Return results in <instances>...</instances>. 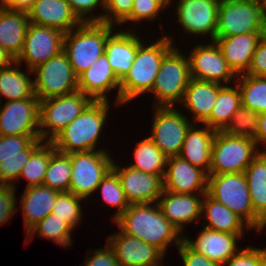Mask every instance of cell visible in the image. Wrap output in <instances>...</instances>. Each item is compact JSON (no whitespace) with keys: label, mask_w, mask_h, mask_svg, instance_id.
Returning <instances> with one entry per match:
<instances>
[{"label":"cell","mask_w":266,"mask_h":266,"mask_svg":"<svg viewBox=\"0 0 266 266\" xmlns=\"http://www.w3.org/2000/svg\"><path fill=\"white\" fill-rule=\"evenodd\" d=\"M114 223L125 234L155 246L164 255L169 244L178 247L184 240V235L164 217L158 203L130 204Z\"/></svg>","instance_id":"cell-1"},{"label":"cell","mask_w":266,"mask_h":266,"mask_svg":"<svg viewBox=\"0 0 266 266\" xmlns=\"http://www.w3.org/2000/svg\"><path fill=\"white\" fill-rule=\"evenodd\" d=\"M173 37L167 34L138 47L129 72L120 81V106L151 92L163 58L178 46Z\"/></svg>","instance_id":"cell-2"},{"label":"cell","mask_w":266,"mask_h":266,"mask_svg":"<svg viewBox=\"0 0 266 266\" xmlns=\"http://www.w3.org/2000/svg\"><path fill=\"white\" fill-rule=\"evenodd\" d=\"M110 101H92L51 142L58 152L106 150L98 147L104 125L109 117Z\"/></svg>","instance_id":"cell-3"},{"label":"cell","mask_w":266,"mask_h":266,"mask_svg":"<svg viewBox=\"0 0 266 266\" xmlns=\"http://www.w3.org/2000/svg\"><path fill=\"white\" fill-rule=\"evenodd\" d=\"M115 28L101 22H85L64 35L63 51L77 77L105 53L107 38Z\"/></svg>","instance_id":"cell-4"},{"label":"cell","mask_w":266,"mask_h":266,"mask_svg":"<svg viewBox=\"0 0 266 266\" xmlns=\"http://www.w3.org/2000/svg\"><path fill=\"white\" fill-rule=\"evenodd\" d=\"M207 193L240 217L251 230L261 232L266 228L254 212L245 173L209 174Z\"/></svg>","instance_id":"cell-5"},{"label":"cell","mask_w":266,"mask_h":266,"mask_svg":"<svg viewBox=\"0 0 266 266\" xmlns=\"http://www.w3.org/2000/svg\"><path fill=\"white\" fill-rule=\"evenodd\" d=\"M178 47L175 46L162 60L150 92L155 100L152 107H176L182 102L191 75L188 55Z\"/></svg>","instance_id":"cell-6"},{"label":"cell","mask_w":266,"mask_h":266,"mask_svg":"<svg viewBox=\"0 0 266 266\" xmlns=\"http://www.w3.org/2000/svg\"><path fill=\"white\" fill-rule=\"evenodd\" d=\"M266 32V5L256 0H221L215 36Z\"/></svg>","instance_id":"cell-7"},{"label":"cell","mask_w":266,"mask_h":266,"mask_svg":"<svg viewBox=\"0 0 266 266\" xmlns=\"http://www.w3.org/2000/svg\"><path fill=\"white\" fill-rule=\"evenodd\" d=\"M260 151L255 140L216 131L209 174L244 173Z\"/></svg>","instance_id":"cell-8"},{"label":"cell","mask_w":266,"mask_h":266,"mask_svg":"<svg viewBox=\"0 0 266 266\" xmlns=\"http://www.w3.org/2000/svg\"><path fill=\"white\" fill-rule=\"evenodd\" d=\"M92 101L81 91L40 101V139L51 142Z\"/></svg>","instance_id":"cell-9"},{"label":"cell","mask_w":266,"mask_h":266,"mask_svg":"<svg viewBox=\"0 0 266 266\" xmlns=\"http://www.w3.org/2000/svg\"><path fill=\"white\" fill-rule=\"evenodd\" d=\"M68 155L72 166L69 192L88 199L112 169L113 155L111 157L107 150L72 152Z\"/></svg>","instance_id":"cell-10"},{"label":"cell","mask_w":266,"mask_h":266,"mask_svg":"<svg viewBox=\"0 0 266 266\" xmlns=\"http://www.w3.org/2000/svg\"><path fill=\"white\" fill-rule=\"evenodd\" d=\"M32 71L39 101L78 91V77L63 50Z\"/></svg>","instance_id":"cell-11"},{"label":"cell","mask_w":266,"mask_h":266,"mask_svg":"<svg viewBox=\"0 0 266 266\" xmlns=\"http://www.w3.org/2000/svg\"><path fill=\"white\" fill-rule=\"evenodd\" d=\"M153 111L148 137L168 158L178 156L193 122L177 107H154Z\"/></svg>","instance_id":"cell-12"},{"label":"cell","mask_w":266,"mask_h":266,"mask_svg":"<svg viewBox=\"0 0 266 266\" xmlns=\"http://www.w3.org/2000/svg\"><path fill=\"white\" fill-rule=\"evenodd\" d=\"M221 0H178L175 14L178 25L188 36H206L215 40L219 3Z\"/></svg>","instance_id":"cell-13"},{"label":"cell","mask_w":266,"mask_h":266,"mask_svg":"<svg viewBox=\"0 0 266 266\" xmlns=\"http://www.w3.org/2000/svg\"><path fill=\"white\" fill-rule=\"evenodd\" d=\"M64 35L57 29L29 23L22 51L15 61L21 66L26 63L28 70L35 69L63 50Z\"/></svg>","instance_id":"cell-14"},{"label":"cell","mask_w":266,"mask_h":266,"mask_svg":"<svg viewBox=\"0 0 266 266\" xmlns=\"http://www.w3.org/2000/svg\"><path fill=\"white\" fill-rule=\"evenodd\" d=\"M192 49L188 55L191 78L221 85L236 82L237 76L228 66L215 41L199 43Z\"/></svg>","instance_id":"cell-15"},{"label":"cell","mask_w":266,"mask_h":266,"mask_svg":"<svg viewBox=\"0 0 266 266\" xmlns=\"http://www.w3.org/2000/svg\"><path fill=\"white\" fill-rule=\"evenodd\" d=\"M43 142L40 135L0 136V184L16 186L23 166Z\"/></svg>","instance_id":"cell-16"},{"label":"cell","mask_w":266,"mask_h":266,"mask_svg":"<svg viewBox=\"0 0 266 266\" xmlns=\"http://www.w3.org/2000/svg\"><path fill=\"white\" fill-rule=\"evenodd\" d=\"M39 102L35 95L0 104V136L40 135Z\"/></svg>","instance_id":"cell-17"},{"label":"cell","mask_w":266,"mask_h":266,"mask_svg":"<svg viewBox=\"0 0 266 266\" xmlns=\"http://www.w3.org/2000/svg\"><path fill=\"white\" fill-rule=\"evenodd\" d=\"M113 162L129 204L157 203L164 190V180L160 175L146 173L130 166Z\"/></svg>","instance_id":"cell-18"},{"label":"cell","mask_w":266,"mask_h":266,"mask_svg":"<svg viewBox=\"0 0 266 266\" xmlns=\"http://www.w3.org/2000/svg\"><path fill=\"white\" fill-rule=\"evenodd\" d=\"M106 242L113 249L120 266H158L165 256L155 246L141 239L125 234L119 227L108 235Z\"/></svg>","instance_id":"cell-19"},{"label":"cell","mask_w":266,"mask_h":266,"mask_svg":"<svg viewBox=\"0 0 266 266\" xmlns=\"http://www.w3.org/2000/svg\"><path fill=\"white\" fill-rule=\"evenodd\" d=\"M113 89H117L114 105L120 106V80L112 71L105 53L78 76V91L89 96L93 101H110L108 94Z\"/></svg>","instance_id":"cell-20"},{"label":"cell","mask_w":266,"mask_h":266,"mask_svg":"<svg viewBox=\"0 0 266 266\" xmlns=\"http://www.w3.org/2000/svg\"><path fill=\"white\" fill-rule=\"evenodd\" d=\"M164 190L178 194L207 193L208 173L179 156L167 160Z\"/></svg>","instance_id":"cell-21"},{"label":"cell","mask_w":266,"mask_h":266,"mask_svg":"<svg viewBox=\"0 0 266 266\" xmlns=\"http://www.w3.org/2000/svg\"><path fill=\"white\" fill-rule=\"evenodd\" d=\"M204 194H178L163 190L157 203L164 217L185 235V227L201 219Z\"/></svg>","instance_id":"cell-22"},{"label":"cell","mask_w":266,"mask_h":266,"mask_svg":"<svg viewBox=\"0 0 266 266\" xmlns=\"http://www.w3.org/2000/svg\"><path fill=\"white\" fill-rule=\"evenodd\" d=\"M243 236L203 227L195 240L184 235V241L198 253L223 265L240 250L237 244L238 240L243 239Z\"/></svg>","instance_id":"cell-23"},{"label":"cell","mask_w":266,"mask_h":266,"mask_svg":"<svg viewBox=\"0 0 266 266\" xmlns=\"http://www.w3.org/2000/svg\"><path fill=\"white\" fill-rule=\"evenodd\" d=\"M27 13L30 23L54 28L65 34L83 23L67 0H35Z\"/></svg>","instance_id":"cell-24"},{"label":"cell","mask_w":266,"mask_h":266,"mask_svg":"<svg viewBox=\"0 0 266 266\" xmlns=\"http://www.w3.org/2000/svg\"><path fill=\"white\" fill-rule=\"evenodd\" d=\"M120 28L112 33L106 41L105 54L112 71L121 81L129 72L135 59L138 47L143 43L142 37L134 29ZM135 32V33H134ZM140 36V37H139Z\"/></svg>","instance_id":"cell-25"},{"label":"cell","mask_w":266,"mask_h":266,"mask_svg":"<svg viewBox=\"0 0 266 266\" xmlns=\"http://www.w3.org/2000/svg\"><path fill=\"white\" fill-rule=\"evenodd\" d=\"M263 34L245 33L234 36H215L214 41L236 76L247 73L252 56Z\"/></svg>","instance_id":"cell-26"},{"label":"cell","mask_w":266,"mask_h":266,"mask_svg":"<svg viewBox=\"0 0 266 266\" xmlns=\"http://www.w3.org/2000/svg\"><path fill=\"white\" fill-rule=\"evenodd\" d=\"M219 83L196 80L191 78L184 93L180 107H184L192 114L193 123L202 124L211 114L218 96L223 87Z\"/></svg>","instance_id":"cell-27"},{"label":"cell","mask_w":266,"mask_h":266,"mask_svg":"<svg viewBox=\"0 0 266 266\" xmlns=\"http://www.w3.org/2000/svg\"><path fill=\"white\" fill-rule=\"evenodd\" d=\"M215 134L216 131L210 129L207 125L193 123L186 132L185 140L178 156L190 164L203 169L209 175Z\"/></svg>","instance_id":"cell-28"},{"label":"cell","mask_w":266,"mask_h":266,"mask_svg":"<svg viewBox=\"0 0 266 266\" xmlns=\"http://www.w3.org/2000/svg\"><path fill=\"white\" fill-rule=\"evenodd\" d=\"M59 193L60 191L45 185L25 188L19 201L23 212L25 234L51 213Z\"/></svg>","instance_id":"cell-29"},{"label":"cell","mask_w":266,"mask_h":266,"mask_svg":"<svg viewBox=\"0 0 266 266\" xmlns=\"http://www.w3.org/2000/svg\"><path fill=\"white\" fill-rule=\"evenodd\" d=\"M201 218L206 221L201 223L202 227L215 231L245 235V231L251 230L240 217L208 193H205L202 199Z\"/></svg>","instance_id":"cell-30"},{"label":"cell","mask_w":266,"mask_h":266,"mask_svg":"<svg viewBox=\"0 0 266 266\" xmlns=\"http://www.w3.org/2000/svg\"><path fill=\"white\" fill-rule=\"evenodd\" d=\"M28 13L0 5V46L15 60L20 55L29 25Z\"/></svg>","instance_id":"cell-31"},{"label":"cell","mask_w":266,"mask_h":266,"mask_svg":"<svg viewBox=\"0 0 266 266\" xmlns=\"http://www.w3.org/2000/svg\"><path fill=\"white\" fill-rule=\"evenodd\" d=\"M20 67L22 66L15 61L10 66L0 70V104L2 97L7 102L35 96L33 71L26 69V72H23Z\"/></svg>","instance_id":"cell-32"},{"label":"cell","mask_w":266,"mask_h":266,"mask_svg":"<svg viewBox=\"0 0 266 266\" xmlns=\"http://www.w3.org/2000/svg\"><path fill=\"white\" fill-rule=\"evenodd\" d=\"M235 85V87H234ZM242 105L241 92L236 83L224 85L219 91L210 116L202 123L215 131H223Z\"/></svg>","instance_id":"cell-33"},{"label":"cell","mask_w":266,"mask_h":266,"mask_svg":"<svg viewBox=\"0 0 266 266\" xmlns=\"http://www.w3.org/2000/svg\"><path fill=\"white\" fill-rule=\"evenodd\" d=\"M244 173L254 212L266 224V151H260Z\"/></svg>","instance_id":"cell-34"},{"label":"cell","mask_w":266,"mask_h":266,"mask_svg":"<svg viewBox=\"0 0 266 266\" xmlns=\"http://www.w3.org/2000/svg\"><path fill=\"white\" fill-rule=\"evenodd\" d=\"M133 155V162H135L128 166L153 175H160L164 178L168 157L149 137L136 144Z\"/></svg>","instance_id":"cell-35"},{"label":"cell","mask_w":266,"mask_h":266,"mask_svg":"<svg viewBox=\"0 0 266 266\" xmlns=\"http://www.w3.org/2000/svg\"><path fill=\"white\" fill-rule=\"evenodd\" d=\"M71 231L73 229L63 219H59L56 215L50 213L26 234L24 243H30L34 239V235L37 234L40 239L46 238L52 240L58 246L69 247L73 244Z\"/></svg>","instance_id":"cell-36"},{"label":"cell","mask_w":266,"mask_h":266,"mask_svg":"<svg viewBox=\"0 0 266 266\" xmlns=\"http://www.w3.org/2000/svg\"><path fill=\"white\" fill-rule=\"evenodd\" d=\"M241 92L242 106L257 114L266 111V76H237L235 82Z\"/></svg>","instance_id":"cell-37"},{"label":"cell","mask_w":266,"mask_h":266,"mask_svg":"<svg viewBox=\"0 0 266 266\" xmlns=\"http://www.w3.org/2000/svg\"><path fill=\"white\" fill-rule=\"evenodd\" d=\"M56 151L52 142L44 141L30 156L23 166L18 180H27V187L43 185L51 155Z\"/></svg>","instance_id":"cell-38"},{"label":"cell","mask_w":266,"mask_h":266,"mask_svg":"<svg viewBox=\"0 0 266 266\" xmlns=\"http://www.w3.org/2000/svg\"><path fill=\"white\" fill-rule=\"evenodd\" d=\"M71 176L70 156L56 150L50 157L43 185L60 192H69Z\"/></svg>","instance_id":"cell-39"},{"label":"cell","mask_w":266,"mask_h":266,"mask_svg":"<svg viewBox=\"0 0 266 266\" xmlns=\"http://www.w3.org/2000/svg\"><path fill=\"white\" fill-rule=\"evenodd\" d=\"M102 193V200L108 206L117 208V211L112 215V222L114 223L122 213L130 206L126 199L125 193L117 173L111 169L107 175L101 180L96 192Z\"/></svg>","instance_id":"cell-40"},{"label":"cell","mask_w":266,"mask_h":266,"mask_svg":"<svg viewBox=\"0 0 266 266\" xmlns=\"http://www.w3.org/2000/svg\"><path fill=\"white\" fill-rule=\"evenodd\" d=\"M82 201H84V198L76 196L71 192H60L51 213L59 219H63L73 230L74 228L77 229L76 227L84 219L82 216V211L84 212V210L81 208Z\"/></svg>","instance_id":"cell-41"},{"label":"cell","mask_w":266,"mask_h":266,"mask_svg":"<svg viewBox=\"0 0 266 266\" xmlns=\"http://www.w3.org/2000/svg\"><path fill=\"white\" fill-rule=\"evenodd\" d=\"M258 121L259 114L241 105L223 132L254 140L258 132Z\"/></svg>","instance_id":"cell-42"},{"label":"cell","mask_w":266,"mask_h":266,"mask_svg":"<svg viewBox=\"0 0 266 266\" xmlns=\"http://www.w3.org/2000/svg\"><path fill=\"white\" fill-rule=\"evenodd\" d=\"M134 0H105V10L101 23L119 26L131 23V11Z\"/></svg>","instance_id":"cell-43"},{"label":"cell","mask_w":266,"mask_h":266,"mask_svg":"<svg viewBox=\"0 0 266 266\" xmlns=\"http://www.w3.org/2000/svg\"><path fill=\"white\" fill-rule=\"evenodd\" d=\"M222 266H266V247H242Z\"/></svg>","instance_id":"cell-44"},{"label":"cell","mask_w":266,"mask_h":266,"mask_svg":"<svg viewBox=\"0 0 266 266\" xmlns=\"http://www.w3.org/2000/svg\"><path fill=\"white\" fill-rule=\"evenodd\" d=\"M72 11L83 22H102L104 13L95 15L94 10H105V0H67ZM93 12V13H92Z\"/></svg>","instance_id":"cell-45"},{"label":"cell","mask_w":266,"mask_h":266,"mask_svg":"<svg viewBox=\"0 0 266 266\" xmlns=\"http://www.w3.org/2000/svg\"><path fill=\"white\" fill-rule=\"evenodd\" d=\"M164 9L157 0H134L131 11V24H133V28H138L135 25L142 23V21L155 20Z\"/></svg>","instance_id":"cell-46"},{"label":"cell","mask_w":266,"mask_h":266,"mask_svg":"<svg viewBox=\"0 0 266 266\" xmlns=\"http://www.w3.org/2000/svg\"><path fill=\"white\" fill-rule=\"evenodd\" d=\"M16 187L0 184V225L10 221L17 209Z\"/></svg>","instance_id":"cell-47"},{"label":"cell","mask_w":266,"mask_h":266,"mask_svg":"<svg viewBox=\"0 0 266 266\" xmlns=\"http://www.w3.org/2000/svg\"><path fill=\"white\" fill-rule=\"evenodd\" d=\"M87 253L88 255H86L84 264L81 266H120L119 261L115 257L113 249L108 245L107 242L103 248H98L93 251L87 250L86 254Z\"/></svg>","instance_id":"cell-48"},{"label":"cell","mask_w":266,"mask_h":266,"mask_svg":"<svg viewBox=\"0 0 266 266\" xmlns=\"http://www.w3.org/2000/svg\"><path fill=\"white\" fill-rule=\"evenodd\" d=\"M177 248L184 266H222L192 249L184 240Z\"/></svg>","instance_id":"cell-49"},{"label":"cell","mask_w":266,"mask_h":266,"mask_svg":"<svg viewBox=\"0 0 266 266\" xmlns=\"http://www.w3.org/2000/svg\"><path fill=\"white\" fill-rule=\"evenodd\" d=\"M246 74L266 76V32L261 36L257 44Z\"/></svg>","instance_id":"cell-50"},{"label":"cell","mask_w":266,"mask_h":266,"mask_svg":"<svg viewBox=\"0 0 266 266\" xmlns=\"http://www.w3.org/2000/svg\"><path fill=\"white\" fill-rule=\"evenodd\" d=\"M34 2L35 0H0V5L9 10L28 12Z\"/></svg>","instance_id":"cell-51"},{"label":"cell","mask_w":266,"mask_h":266,"mask_svg":"<svg viewBox=\"0 0 266 266\" xmlns=\"http://www.w3.org/2000/svg\"><path fill=\"white\" fill-rule=\"evenodd\" d=\"M254 140L259 150L262 147L261 151H266V111L259 114L258 132ZM259 144H262V146H259Z\"/></svg>","instance_id":"cell-52"},{"label":"cell","mask_w":266,"mask_h":266,"mask_svg":"<svg viewBox=\"0 0 266 266\" xmlns=\"http://www.w3.org/2000/svg\"><path fill=\"white\" fill-rule=\"evenodd\" d=\"M15 59L0 46V70L10 66Z\"/></svg>","instance_id":"cell-53"},{"label":"cell","mask_w":266,"mask_h":266,"mask_svg":"<svg viewBox=\"0 0 266 266\" xmlns=\"http://www.w3.org/2000/svg\"><path fill=\"white\" fill-rule=\"evenodd\" d=\"M157 1L165 8V10L169 8L172 2L171 0H157Z\"/></svg>","instance_id":"cell-54"},{"label":"cell","mask_w":266,"mask_h":266,"mask_svg":"<svg viewBox=\"0 0 266 266\" xmlns=\"http://www.w3.org/2000/svg\"><path fill=\"white\" fill-rule=\"evenodd\" d=\"M256 1L261 2L266 5V0H256Z\"/></svg>","instance_id":"cell-55"}]
</instances>
